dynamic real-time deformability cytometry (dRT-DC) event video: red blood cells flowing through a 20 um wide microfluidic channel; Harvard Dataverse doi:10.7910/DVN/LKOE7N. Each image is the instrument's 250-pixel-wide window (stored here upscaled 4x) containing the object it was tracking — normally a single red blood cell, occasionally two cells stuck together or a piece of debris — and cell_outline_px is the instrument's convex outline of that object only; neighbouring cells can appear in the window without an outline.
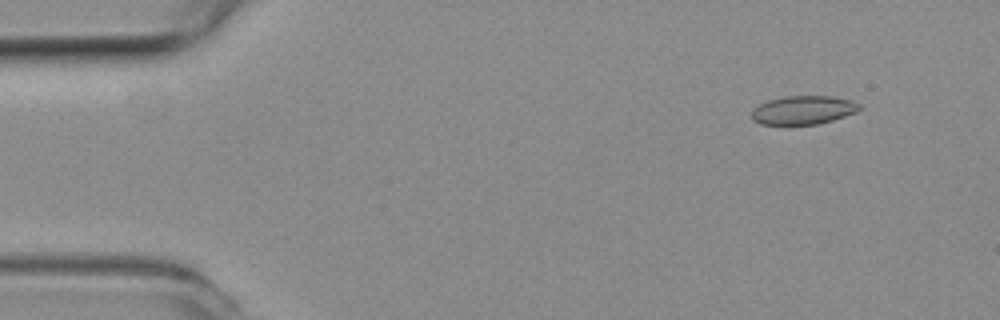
{"species": "common noctule bat (a hibernating species)", "species_latin": "Nyctalus noctula", "temperature_condition": "room temperature", "stored_images_in_passage": 19, "camera_frame_rate_fps": 3000, "um_per_image_px": 0.085, "animal": {"sex": "female", "body_mass_g": 19.3, "forearm_length_mm": 54.1}, "frame": {"image": 1, "passage_image": 5, "time_ms": 1.333, "image_size_px": [1000, 320], "cell_outline_px": [[860, 108], [856, 112], [832, 120], [816, 124], [760, 124], [752, 120], [752, 108], [768, 100], [784, 96], [828, 96], [852, 100], [860, 104]], "centroid_in_image_um": [68.25, 9.35], "position_along_channel_um": 16.8, "area_um2": 17.86}}
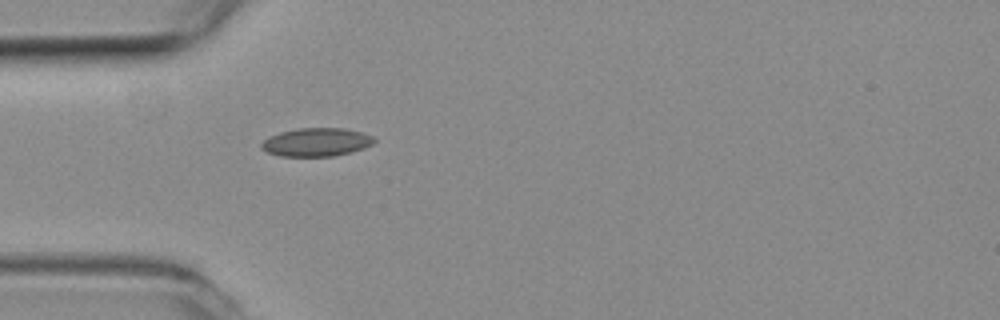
{"frame": {"image": 2, "passage_image": 16, "time_ms": 5.0, "image_size_px": [1000, 320], "cell_outline_px": [[376, 140], [372, 144], [364, 148], [352, 152], [332, 156], [280, 156], [268, 152], [260, 148], [260, 144], [264, 140], [280, 132], [300, 128], [344, 128], [360, 132], [372, 136]], "centroid_in_image_um": [26.9, 12.09], "position_along_channel_um": 58.1, "area_um2": 18.5}}